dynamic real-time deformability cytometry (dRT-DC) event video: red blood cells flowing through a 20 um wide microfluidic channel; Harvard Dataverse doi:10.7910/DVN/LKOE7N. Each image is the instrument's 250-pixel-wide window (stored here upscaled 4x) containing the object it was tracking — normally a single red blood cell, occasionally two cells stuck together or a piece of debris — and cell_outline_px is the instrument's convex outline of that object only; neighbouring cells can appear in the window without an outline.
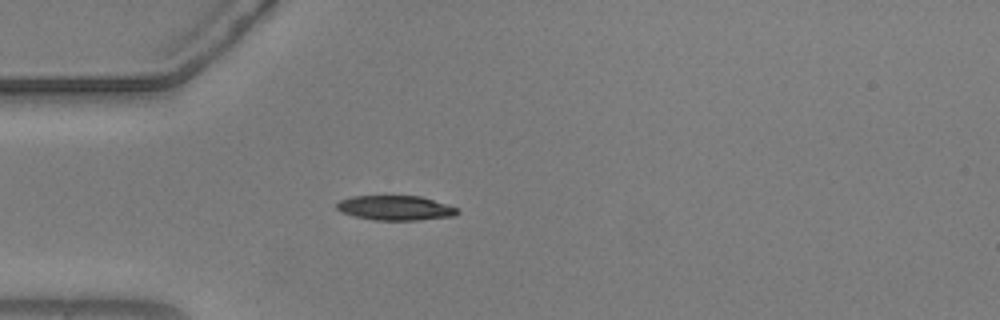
{"species": "common noctule bat (a hibernating species)", "species_latin": "Nyctalus noctula", "temperature_condition": "warm", "stored_images_in_passage": 40, "camera_frame_rate_fps": 3000, "um_per_image_px": 0.085, "animal": {"sex": "male", "body_mass_g": 20.5, "forearm_length_mm": 52.5}, "frame": {"image": 1, "passage_image": 1, "time_ms": 0.0, "image_size_px": [1000, 320], "cell_outline_px": [[460, 212], [452, 216], [420, 220], [376, 220], [356, 216], [340, 212], [336, 208], [336, 204], [340, 200], [352, 196], [420, 196], [448, 204], [456, 208]], "centroid_in_image_um": [33.6, 17.67], "position_along_channel_um": 51.4, "area_um2": 17.28}}
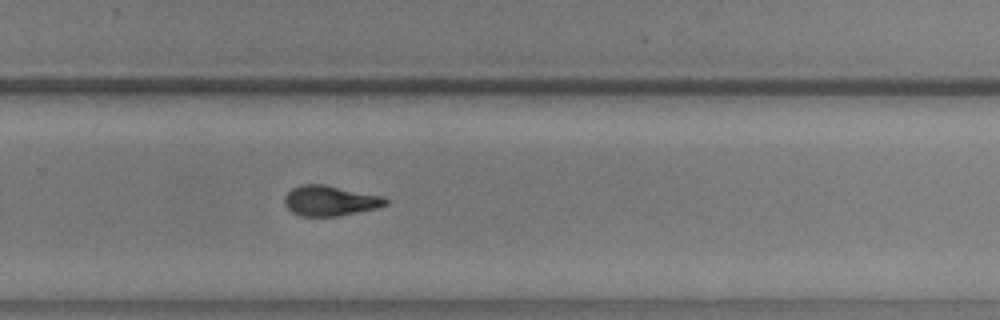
{"frame": {"image": 2, "passage_image": 22, "time_ms": 7.0, "image_size_px": [1000, 320], "cell_outline_px": [[388, 204], [376, 208], [340, 216], [300, 216], [292, 212], [284, 204], [284, 196], [292, 188], [300, 184], [324, 184], [384, 196], [388, 200]], "centroid_in_image_um": [28.05, 17.05], "position_along_channel_um": 301.8, "area_um2": 17.98}}
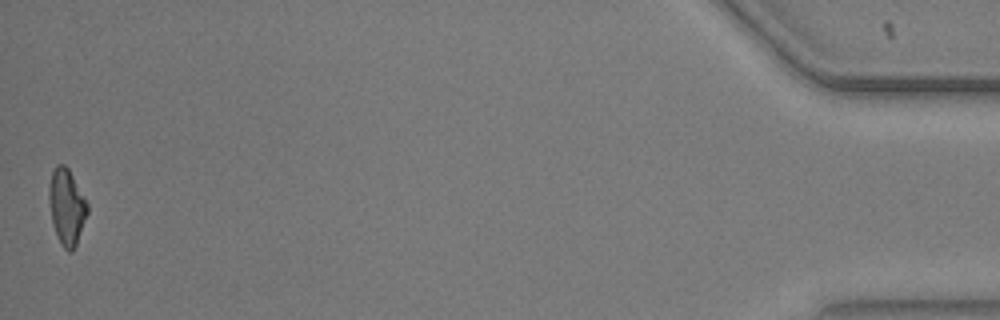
{"frame": {"image": 3, "passage_image": 40, "time_ms": 13.0, "image_size_px": [1000, 320], "cell_outline_px": [[88, 212], [76, 244], [72, 252], [68, 252], [60, 244], [56, 236], [52, 224], [48, 200], [48, 188], [52, 172], [56, 164], [64, 164], [68, 168], [88, 204]], "centroid_in_image_um": [5.64, 17.59], "position_along_channel_um": 429.6, "area_um2": 17.05}, "authors_computed_cell_mechanics": {"area_um2": 17.8024, "velocity_mm_per_s": 3.7064, "shape_relaxation_time_tau1_ms": 5.5666, "shape_relaxation_time_tau2_ms": 2.8128, "deformation_change_tau1": 0.1889, "deformation_change_tau2": 0.0828}}